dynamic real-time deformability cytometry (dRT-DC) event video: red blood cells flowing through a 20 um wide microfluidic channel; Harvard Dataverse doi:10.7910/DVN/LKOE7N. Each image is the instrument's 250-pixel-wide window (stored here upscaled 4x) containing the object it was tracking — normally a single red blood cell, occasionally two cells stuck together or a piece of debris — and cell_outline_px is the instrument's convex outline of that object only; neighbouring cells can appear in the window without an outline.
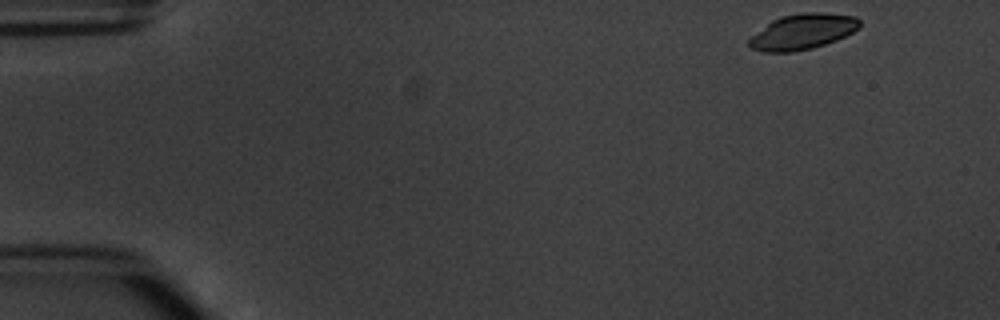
{"species": "common noctule bat (a hibernating species)", "species_latin": "Nyctalus noctula", "temperature_condition": "warm", "stored_images_in_passage": 4, "camera_frame_rate_fps": 3000, "um_per_image_px": 0.085, "animal": {"sex": "male", "body_mass_g": 20.1, "forearm_length_mm": 53.5}, "frame": {"image": 1, "passage_image": 1, "time_ms": 0.0, "image_size_px": [1000, 320], "cell_outline_px": [[860, 24], [852, 32], [836, 40], [812, 48], [792, 52], [764, 52], [752, 48], [748, 44], [748, 40], [752, 36], [772, 20], [780, 16], [800, 12], [820, 12], [856, 16], [860, 20]], "centroid_in_image_um": [68.21, 2.68], "position_along_channel_um": 16.8, "area_um2": 22.72}}
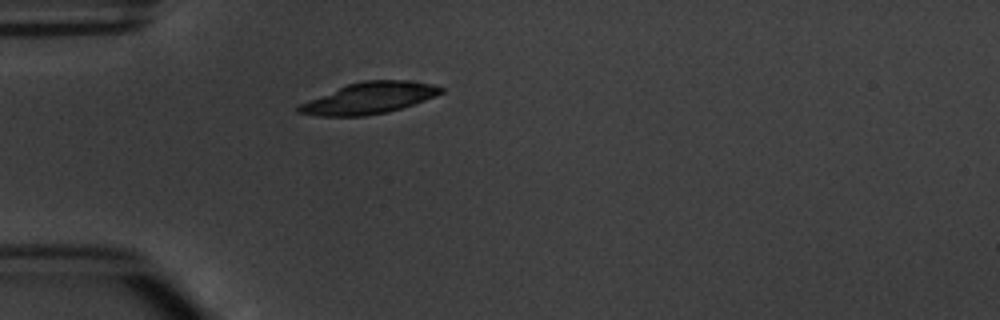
{"frame": {"image": 2, "passage_image": 4, "time_ms": 3.667, "image_size_px": [1000, 320], "cell_outline_px": [[444, 92], [436, 96], [388, 112], [364, 116], [320, 116], [296, 112], [296, 108], [300, 104], [308, 100], [348, 84], [364, 80], [408, 80], [432, 84], [444, 88]], "centroid_in_image_um": [31.39, 8.34], "position_along_channel_um": 53.6, "area_um2": 25.78}}